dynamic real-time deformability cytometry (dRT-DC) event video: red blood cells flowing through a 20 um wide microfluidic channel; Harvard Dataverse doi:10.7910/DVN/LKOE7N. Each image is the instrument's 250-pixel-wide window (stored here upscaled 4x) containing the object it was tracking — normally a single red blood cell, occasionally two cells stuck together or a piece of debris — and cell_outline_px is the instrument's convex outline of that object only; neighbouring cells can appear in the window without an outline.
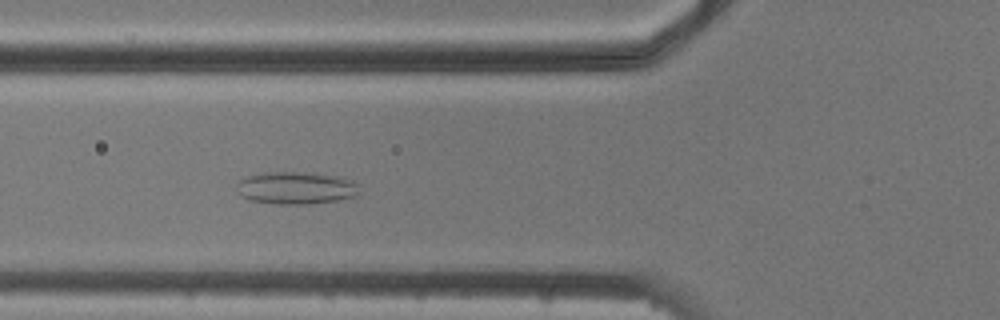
{"species": "common noctule bat (a hibernating species)", "species_latin": "Nyctalus noctula", "temperature_condition": "cold", "stored_images_in_passage": 9, "camera_frame_rate_fps": 3000, "um_per_image_px": 0.085, "animal": {"sex": "male", "body_mass_g": 20.5, "forearm_length_mm": 52.5}, "frame": {"image": 1, "passage_image": 8, "time_ms": 8.667, "image_size_px": [1000, 320], "cell_outline_px": [[360, 192], [356, 196], [336, 200], [312, 204], [276, 204], [248, 200], [240, 196], [236, 192], [236, 184], [240, 180], [248, 176], [264, 172], [312, 172], [344, 176], [352, 180], [356, 184]], "centroid_in_image_um": [25.15, 15.97], "position_along_channel_um": 100.6, "area_um2": 23.7}}